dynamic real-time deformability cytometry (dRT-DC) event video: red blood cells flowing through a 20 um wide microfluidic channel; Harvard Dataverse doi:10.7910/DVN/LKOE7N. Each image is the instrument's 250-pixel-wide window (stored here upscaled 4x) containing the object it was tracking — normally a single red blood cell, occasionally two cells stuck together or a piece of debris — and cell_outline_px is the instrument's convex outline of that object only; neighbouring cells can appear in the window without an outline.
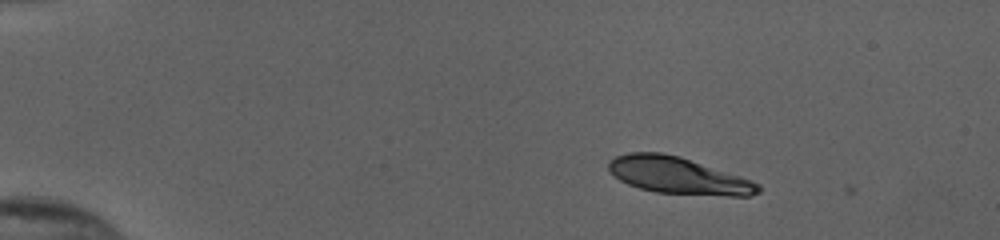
{"species": "human", "species_latin": "Homo sapiens", "temperature_condition": "cold", "stored_images_in_passage": 46, "camera_frame_rate_fps": 3000, "um_per_image_px": 0.085, "donor": {"sex": "female"}, "frame": {"image": 1, "passage_image": 1, "time_ms": 0.0, "image_size_px": [1000, 240], "cell_outline_px": [[760, 192], [748, 196], [728, 196], [656, 192], [640, 188], [628, 184], [620, 180], [608, 168], [608, 160], [616, 156], [628, 152], [660, 152], [680, 156], [760, 184]], "centroid_in_image_um": [57.61, 14.92], "position_along_channel_um": 27.4, "area_um2": 31.62}}
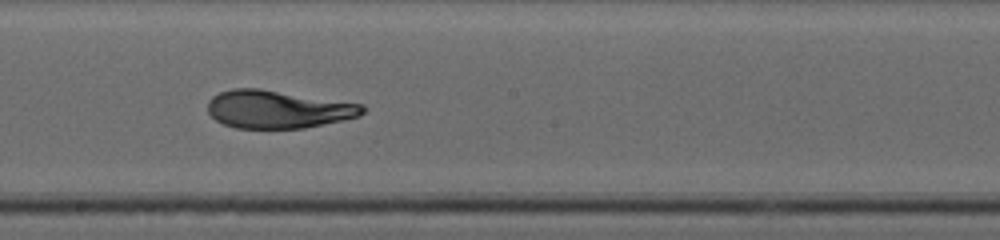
{"frame": {"image": 2, "passage_image": 24, "time_ms": 7.667, "image_size_px": [1000, 240], "cell_outline_px": [[364, 112], [360, 116], [344, 120], [304, 128], [236, 128], [224, 124], [216, 120], [208, 112], [208, 100], [212, 96], [220, 92], [232, 88], [260, 88], [364, 104]], "centroid_in_image_um": [23.62, 9.28], "position_along_channel_um": 224.6, "area_um2": 34.33}}
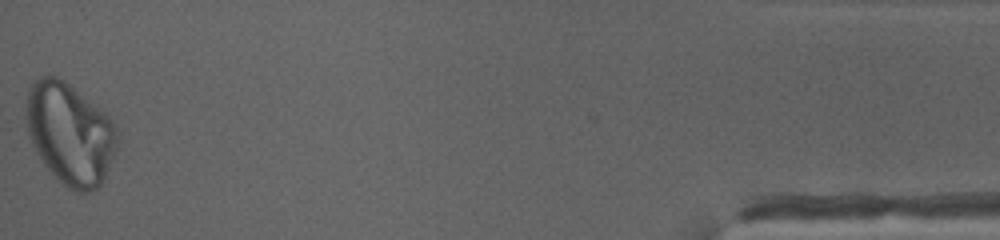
{"frame": {"image": 3, "passage_image": 46, "time_ms": 15.0, "image_size_px": [1000, 240], "cell_outline_px": [[120, 132], [116, 148], [104, 180], [96, 188], [88, 192], [76, 192], [68, 188], [48, 172], [36, 152], [32, 144], [28, 132], [28, 92], [32, 80], [40, 76], [56, 76], [68, 84], [104, 112], [112, 120]], "centroid_in_image_um": [5.97, 11.39], "position_along_channel_um": 429.2, "area_um2": 53.64}, "authors_computed_cell_mechanics": {"area_um2": 34.391, "velocity_mm_per_s": 3.8667, "shape_relaxation_time_tau1_ms": 6.7152, "shape_relaxation_time_tau2_ms": 1.4793, "deformation_change_tau1": 0.2282, "deformation_change_tau2": 0.0616}}